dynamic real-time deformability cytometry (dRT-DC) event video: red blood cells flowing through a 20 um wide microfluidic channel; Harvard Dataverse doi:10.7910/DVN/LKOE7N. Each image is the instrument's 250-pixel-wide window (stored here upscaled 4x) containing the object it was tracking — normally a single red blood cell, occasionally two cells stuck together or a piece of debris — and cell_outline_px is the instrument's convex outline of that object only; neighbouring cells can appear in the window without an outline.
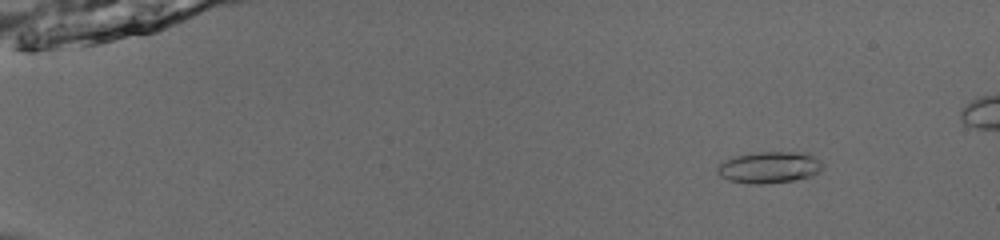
{"species": "common noctule bat (a hibernating species)", "species_latin": "Nyctalus noctula", "temperature_condition": "room temperature", "stored_images_in_passage": 55, "camera_frame_rate_fps": 3000, "um_per_image_px": 0.085, "animal": {"sex": "male", "body_mass_g": 13.0, "forearm_length_mm": 53.1}, "frame": {"image": 1, "passage_image": 8, "time_ms": 2.333, "image_size_px": [1000, 240], "cell_outline_px": [[824, 168], [820, 172], [812, 176], [792, 180], [764, 184], [748, 184], [728, 180], [720, 176], [716, 172], [716, 168], [724, 160], [736, 156], [756, 152], [808, 152], [820, 160], [824, 164]], "centroid_in_image_um": [65.42, 14.22], "position_along_channel_um": 19.6, "area_um2": 19.65}}
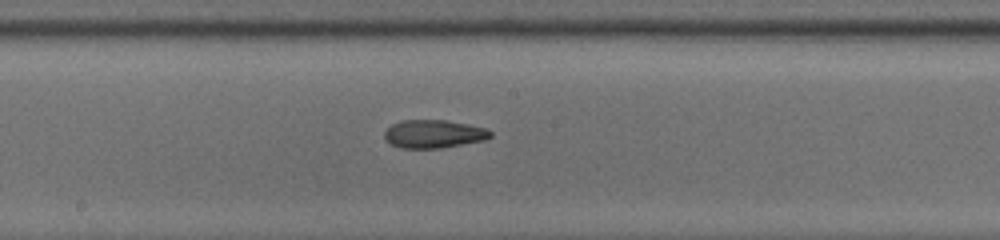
{"frame": {"image": 2, "passage_image": 32, "time_ms": 10.333, "image_size_px": [1000, 240], "cell_outline_px": [[492, 136], [484, 140], [440, 148], [400, 148], [384, 140], [384, 132], [392, 124], [400, 120], [448, 120], [488, 128], [492, 132]], "centroid_in_image_um": [36.86, 11.37], "position_along_channel_um": 211.3, "area_um2": 17.51}}
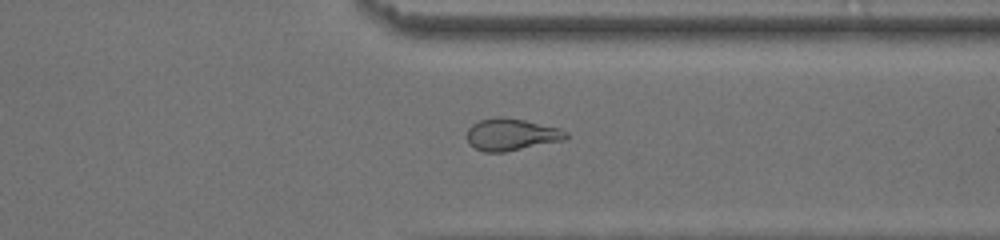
{"frame": {"image": 3, "passage_image": 44, "time_ms": 14.333, "image_size_px": [1000, 240], "cell_outline_px": [[568, 136], [564, 140], [504, 152], [484, 152], [468, 144], [468, 128], [472, 124], [480, 120], [496, 116], [504, 116], [524, 120], [560, 128], [568, 132]], "centroid_in_image_um": [43.46, 11.42], "position_along_channel_um": 367.9, "area_um2": 18.5}}